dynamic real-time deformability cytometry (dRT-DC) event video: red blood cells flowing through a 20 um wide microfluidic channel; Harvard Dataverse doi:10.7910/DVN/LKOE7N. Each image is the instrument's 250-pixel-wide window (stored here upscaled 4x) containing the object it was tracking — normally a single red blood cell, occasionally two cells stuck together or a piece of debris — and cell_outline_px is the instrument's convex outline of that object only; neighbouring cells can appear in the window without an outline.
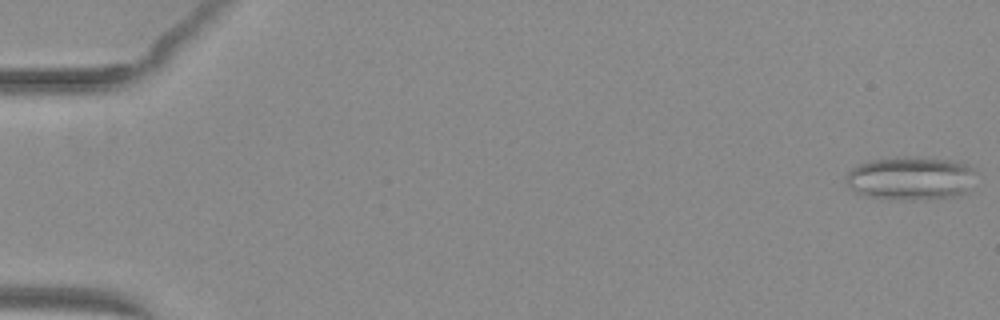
{"species": "common noctule bat (a hibernating species)", "species_latin": "Nyctalus noctula", "temperature_condition": "warm", "stored_images_in_passage": 52, "camera_frame_rate_fps": 3000, "um_per_image_px": 0.085, "animal": {"sex": "female", "body_mass_g": 29.2, "forearm_length_mm": 56.3}, "frame": {"image": 1, "passage_image": 1, "time_ms": 0.0, "image_size_px": [1000, 320], "cell_outline_px": [[972, 172], [964, 192], [956, 196], [900, 200], [868, 196], [856, 192], [848, 188], [844, 180], [844, 176], [852, 168], [860, 164], [872, 160], [896, 156], [912, 156], [952, 160], [968, 164], [972, 168]], "centroid_in_image_um": [77.28, 15.13], "position_along_channel_um": 7.7, "area_um2": 32.54}}
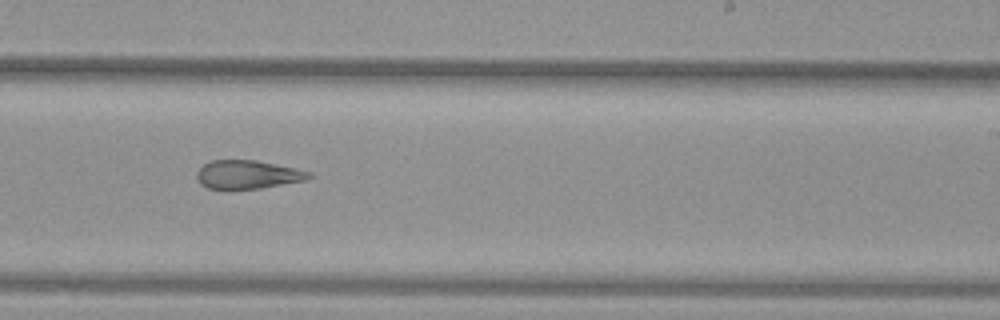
{"frame": {"image": 2, "passage_image": 33, "time_ms": 10.667, "image_size_px": [1000, 320], "cell_outline_px": [[312, 176], [308, 180], [260, 188], [228, 192], [208, 188], [200, 184], [196, 180], [196, 172], [204, 164], [212, 160], [256, 160], [296, 168], [312, 172]], "centroid_in_image_um": [21.02, 14.87], "position_along_channel_um": 268.0, "area_um2": 19.36}}
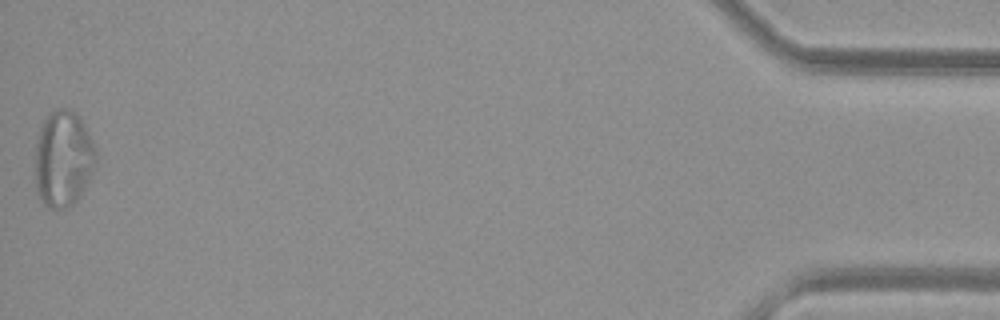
{"frame": {"image": 3, "passage_image": 52, "time_ms": 17.0, "image_size_px": [1000, 320], "cell_outline_px": [[96, 160], [92, 172], [80, 196], [72, 204], [64, 208], [48, 208], [44, 204], [36, 192], [36, 144], [40, 128], [48, 112], [56, 108], [68, 108], [76, 112], [80, 116], [96, 148]], "centroid_in_image_um": [5.37, 13.46], "position_along_channel_um": 429.8, "area_um2": 34.16}, "authors_computed_cell_mechanics": {"area_um2": 25.143, "velocity_mm_per_s": 4.0421, "shape_relaxation_time_tau1_ms": null, "shape_relaxation_time_tau2_ms": 3.1689, "deformation_change_tau1": null, "deformation_change_tau2": 0.1346}}